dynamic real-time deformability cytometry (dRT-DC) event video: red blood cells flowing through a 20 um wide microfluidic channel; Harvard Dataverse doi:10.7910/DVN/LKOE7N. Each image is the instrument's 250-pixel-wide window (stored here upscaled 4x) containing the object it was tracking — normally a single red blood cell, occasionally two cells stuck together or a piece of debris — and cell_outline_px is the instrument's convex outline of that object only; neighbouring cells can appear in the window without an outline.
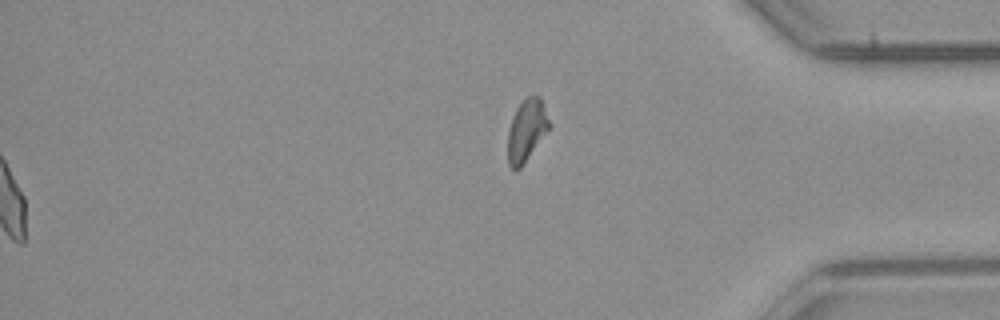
{"species": "common noctule bat (a hibernating species)", "species_latin": "Nyctalus noctula", "temperature_condition": "room temperature", "stored_images_in_passage": 54, "segment_of_instrument_passage": [2, 2], "camera_frame_rate_fps": 3000, "um_per_image_px": 0.085, "animal": {"sex": "male", "body_mass_g": 23.1, "forearm_length_mm": 52.7}, "frame": {"image": 1, "passage_image": 54, "time_ms": 17.667, "image_size_px": [1000, 320], "cell_outline_px": [[552, 124], [520, 168], [516, 172], [508, 164], [508, 132], [512, 116], [516, 108], [528, 96], [540, 96]], "centroid_in_image_um": [44.76, 11.07], "position_along_channel_um": 390.4, "area_um2": 14.85}}